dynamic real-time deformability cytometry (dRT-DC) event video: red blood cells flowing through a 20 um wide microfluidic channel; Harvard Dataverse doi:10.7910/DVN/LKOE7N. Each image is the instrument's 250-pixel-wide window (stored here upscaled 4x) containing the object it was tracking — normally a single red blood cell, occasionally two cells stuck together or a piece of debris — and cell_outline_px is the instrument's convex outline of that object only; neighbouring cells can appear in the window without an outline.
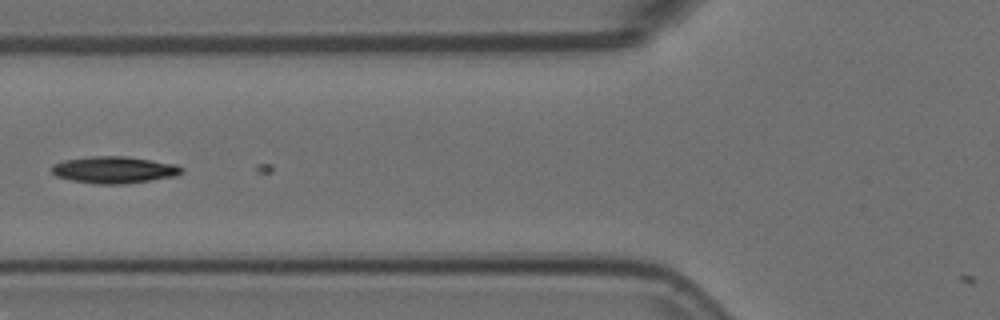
{"species": "Egyptian fruit bat (a non-hibernating species)", "species_latin": "Rousettus aegyptiacus", "temperature_condition": "room temperature", "stored_images_in_passage": 8, "camera_frame_rate_fps": 3000, "um_per_image_px": 0.085, "animal": {"sex": "female"}, "frame": {"image": 1, "passage_image": 7, "time_ms": 2.0, "image_size_px": [1000, 320], "cell_outline_px": [[184, 172], [176, 176], [124, 184], [96, 184], [72, 180], [56, 176], [48, 168], [52, 164], [64, 160], [88, 156], [124, 156], [152, 160], [176, 164], [184, 168]], "centroid_in_image_um": [9.69, 14.43], "position_along_channel_um": 116.1, "area_um2": 20.52}}